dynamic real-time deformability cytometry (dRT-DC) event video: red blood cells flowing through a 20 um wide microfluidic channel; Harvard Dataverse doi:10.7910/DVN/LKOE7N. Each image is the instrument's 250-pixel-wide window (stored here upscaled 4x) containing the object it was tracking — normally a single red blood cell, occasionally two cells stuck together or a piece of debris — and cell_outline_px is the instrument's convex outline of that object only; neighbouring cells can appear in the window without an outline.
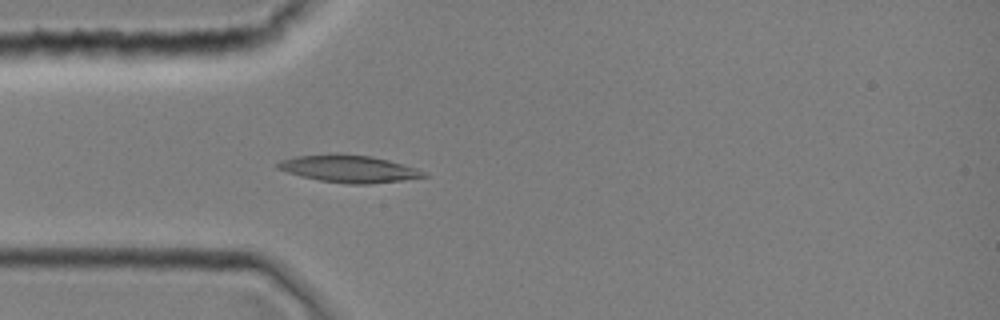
{"species": "common noctule bat (a hibernating species)", "species_latin": "Nyctalus noctula", "temperature_condition": "room temperature", "stored_images_in_passage": 1, "camera_frame_rate_fps": 3000, "um_per_image_px": 0.085, "animal": {"sex": "female", "body_mass_g": 19.0, "forearm_length_mm": 51.5}, "frame": {"image": 1, "passage_image": 1, "time_ms": 0.0, "image_size_px": [1000, 320], "cell_outline_px": [[432, 176], [368, 184], [348, 184], [320, 180], [300, 176], [276, 168], [276, 164], [280, 160], [296, 156], [332, 152], [336, 152], [372, 156], [388, 160], [416, 168], [428, 172]], "centroid_in_image_um": [29.66, 14.32], "position_along_channel_um": 55.3, "area_um2": 23.52}}